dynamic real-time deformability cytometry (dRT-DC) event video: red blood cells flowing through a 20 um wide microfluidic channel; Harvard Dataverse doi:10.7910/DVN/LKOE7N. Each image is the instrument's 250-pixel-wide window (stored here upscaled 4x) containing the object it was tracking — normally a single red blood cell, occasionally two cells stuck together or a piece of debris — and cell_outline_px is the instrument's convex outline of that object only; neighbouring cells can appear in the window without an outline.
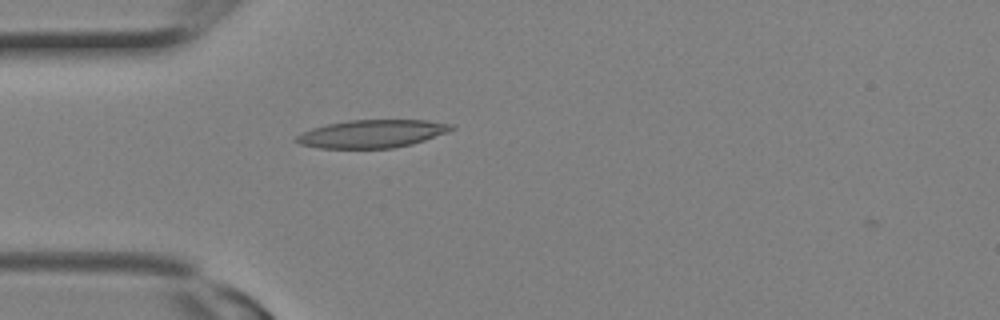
{"species": "Egyptian fruit bat (a non-hibernating species)", "species_latin": "Rousettus aegyptiacus", "temperature_condition": "room temperature", "stored_images_in_passage": 1, "camera_frame_rate_fps": 3000, "um_per_image_px": 0.085, "animal": {"sex": "female"}, "frame": {"image": 1, "passage_image": 1, "time_ms": 0.0, "image_size_px": [1000, 320], "cell_outline_px": [[456, 128], [448, 132], [412, 144], [392, 148], [320, 148], [300, 144], [292, 140], [296, 136], [312, 128], [328, 124], [348, 120], [428, 120], [452, 124]], "centroid_in_image_um": [31.63, 11.37], "position_along_channel_um": 53.4, "area_um2": 25.2}}